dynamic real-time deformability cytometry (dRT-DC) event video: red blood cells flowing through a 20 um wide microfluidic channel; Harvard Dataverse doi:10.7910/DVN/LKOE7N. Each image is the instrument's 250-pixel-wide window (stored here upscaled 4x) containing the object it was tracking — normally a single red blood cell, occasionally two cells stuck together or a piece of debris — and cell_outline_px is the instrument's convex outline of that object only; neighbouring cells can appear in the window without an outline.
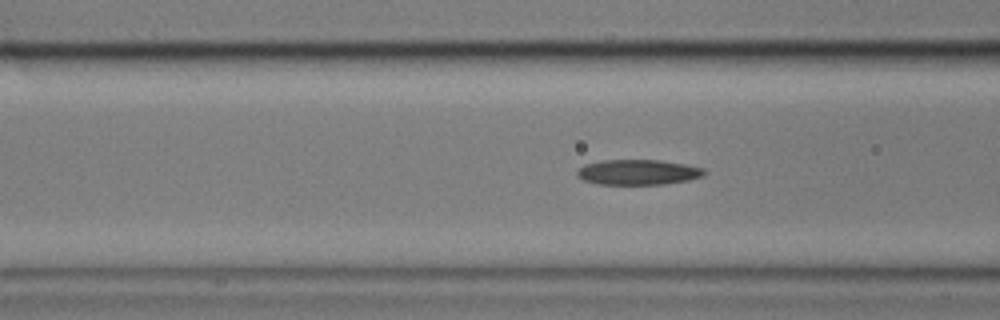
{"species": "common noctule bat (a hibernating species)", "species_latin": "Nyctalus noctula", "temperature_condition": "cold", "stored_images_in_passage": 46, "camera_frame_rate_fps": 3000, "um_per_image_px": 0.085, "animal": {"sex": "male", "body_mass_g": 17.9}, "frame": {"image": 1, "passage_image": 8, "time_ms": 2.333, "image_size_px": [1000, 320], "cell_outline_px": [[708, 172], [704, 176], [688, 180], [664, 184], [596, 184], [584, 180], [576, 176], [576, 172], [584, 164], [604, 160], [660, 160], [684, 164], [704, 168]], "centroid_in_image_um": [54.25, 14.63], "position_along_channel_um": 112.4, "area_um2": 18.79}}
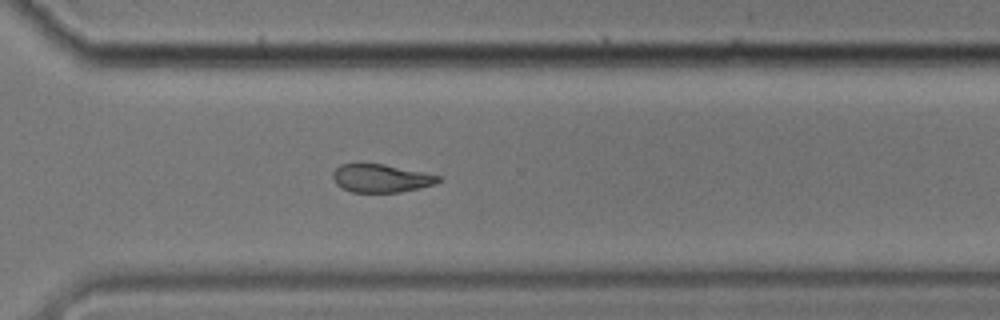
{"frame": {"image": 2, "passage_image": 28, "time_ms": 9.0, "image_size_px": [1000, 320], "cell_outline_px": [[440, 180], [436, 184], [420, 188], [400, 192], [352, 192], [336, 184], [332, 176], [332, 172], [340, 164], [360, 160], [384, 164], [424, 172], [440, 176]], "centroid_in_image_um": [32.33, 15.1], "position_along_channel_um": 338.3, "area_um2": 17.86}}
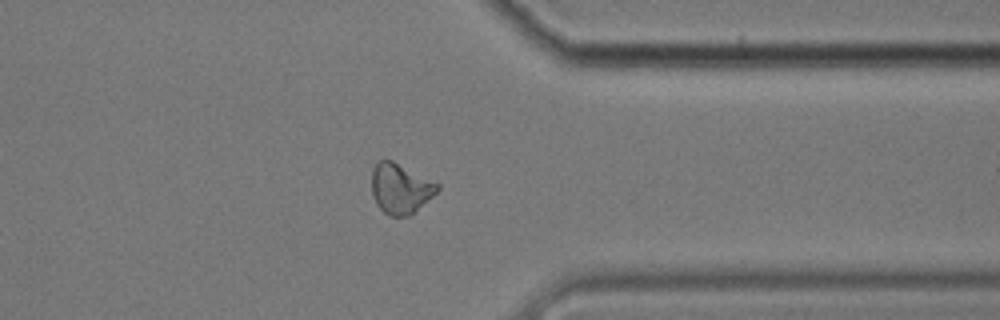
{"frame": {"image": 3, "passage_image": 32, "time_ms": 10.333, "image_size_px": [1000, 320], "cell_outline_px": [[440, 188], [432, 196], [408, 216], [388, 216], [376, 204], [372, 196], [372, 168], [380, 160], [392, 160], [440, 184]], "centroid_in_image_um": [34.01, 16.02], "position_along_channel_um": 377.4, "area_um2": 19.02}, "authors_computed_cell_mechanics": {"area_um2": 18.9295, "velocity_mm_per_s": 3.3896, "shape_relaxation_time_tau1_ms": 6.7746, "shape_relaxation_time_tau2_ms": 4.9553, "deformation_change_tau1": 0.1523, "deformation_change_tau2": 0.1226}}